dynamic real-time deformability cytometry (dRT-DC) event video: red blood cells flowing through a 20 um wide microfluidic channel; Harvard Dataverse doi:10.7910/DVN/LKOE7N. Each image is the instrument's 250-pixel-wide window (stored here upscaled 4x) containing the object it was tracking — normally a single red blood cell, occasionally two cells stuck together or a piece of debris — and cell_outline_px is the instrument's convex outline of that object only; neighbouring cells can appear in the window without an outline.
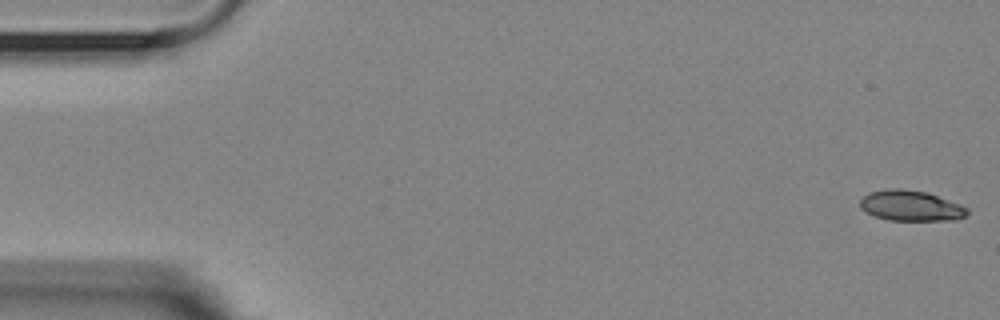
{"species": "Egyptian fruit bat (a non-hibernating species)", "species_latin": "Rousettus aegyptiacus", "temperature_condition": "room temperature", "stored_images_in_passage": 54, "camera_frame_rate_fps": 3000, "um_per_image_px": 0.085, "animal": {"sex": "female"}, "frame": {"image": 1, "passage_image": 1, "time_ms": 0.0, "image_size_px": [1000, 320], "cell_outline_px": [[968, 216], [956, 220], [888, 220], [876, 216], [860, 208], [860, 200], [868, 192], [888, 188], [900, 188], [928, 192], [960, 204], [968, 208]], "centroid_in_image_um": [77.45, 17.48], "position_along_channel_um": 7.6, "area_um2": 19.19}}
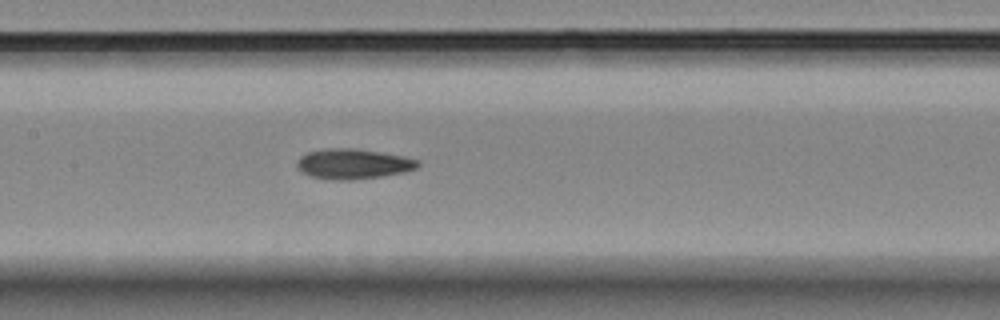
{"frame": {"image": 2, "passage_image": 26, "time_ms": 8.333, "image_size_px": [1000, 320], "cell_outline_px": [[420, 164], [416, 168], [404, 172], [380, 176], [352, 180], [336, 180], [312, 176], [304, 172], [296, 164], [300, 156], [308, 152], [324, 148], [352, 148], [404, 156], [420, 160]], "centroid_in_image_um": [30.04, 13.92], "position_along_channel_um": 177.4, "area_um2": 20.98}}
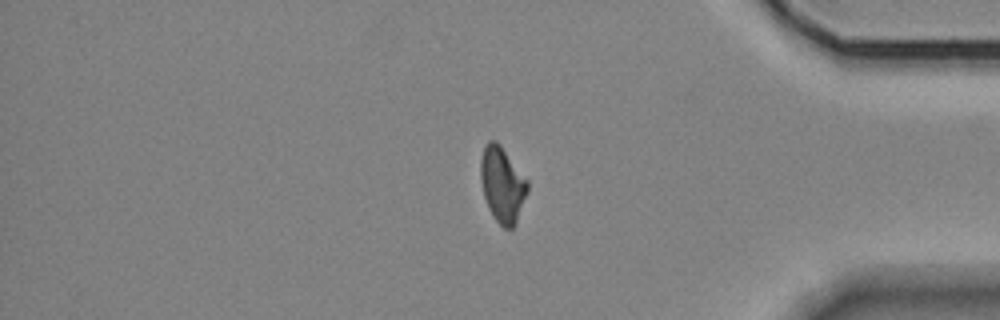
{"frame": {"image": 3, "passage_image": 46, "time_ms": 15.0, "image_size_px": [1000, 320], "cell_outline_px": [[528, 192], [516, 224], [512, 228], [504, 228], [492, 216], [488, 208], [484, 196], [480, 180], [480, 160], [484, 144], [488, 140], [496, 140], [500, 144], [528, 180]], "centroid_in_image_um": [42.69, 15.67], "position_along_channel_um": 392.5, "area_um2": 20.92}, "authors_computed_cell_mechanics": {"area_um2": 20.2878, "velocity_mm_per_s": 3.6021, "shape_relaxation_time_tau1_ms": 10.3527, "shape_relaxation_time_tau2_ms": 3.3494, "deformation_change_tau1": 0.2343, "deformation_change_tau2": 0.1008}}